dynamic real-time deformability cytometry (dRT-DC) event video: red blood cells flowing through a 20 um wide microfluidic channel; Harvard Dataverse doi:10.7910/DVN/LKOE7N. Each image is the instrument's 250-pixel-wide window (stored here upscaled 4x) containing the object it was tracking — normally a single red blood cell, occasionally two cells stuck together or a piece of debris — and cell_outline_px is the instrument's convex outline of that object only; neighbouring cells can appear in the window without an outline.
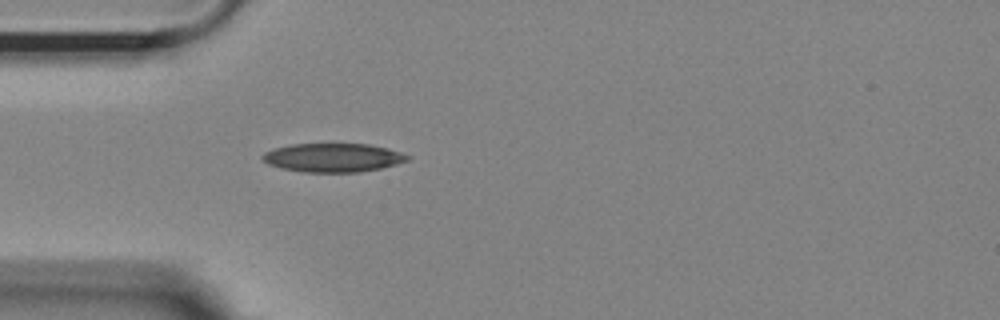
{"species": "Egyptian fruit bat (a non-hibernating species)", "species_latin": "Rousettus aegyptiacus", "temperature_condition": "room temperature", "stored_images_in_passage": 40, "camera_frame_rate_fps": 3000, "um_per_image_px": 0.085, "animal": {"sex": "female"}, "frame": {"image": 1, "passage_image": 1, "time_ms": 0.0, "image_size_px": [1000, 320], "cell_outline_px": [[408, 160], [396, 164], [380, 168], [360, 172], [304, 172], [280, 168], [268, 164], [260, 156], [264, 152], [272, 148], [292, 144], [332, 140], [368, 144], [388, 148], [400, 152], [408, 156]], "centroid_in_image_um": [28.25, 13.34], "position_along_channel_um": 56.8, "area_um2": 25.32}}
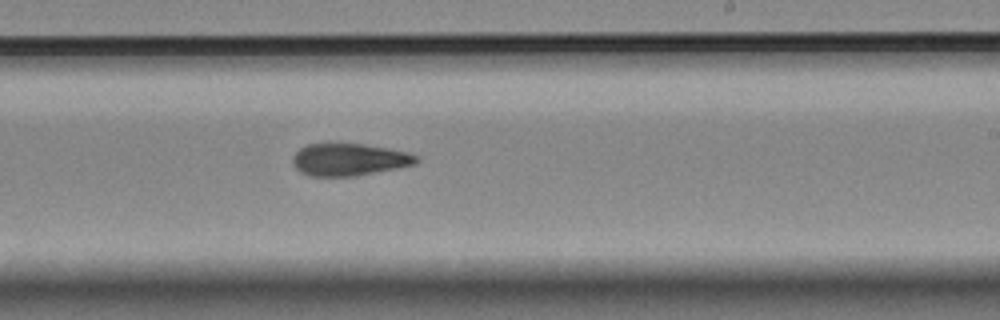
{"frame": {"image": 2, "passage_image": 18, "time_ms": 5.667, "image_size_px": [1000, 320], "cell_outline_px": [[420, 160], [416, 164], [356, 176], [312, 176], [300, 172], [296, 168], [292, 160], [292, 156], [300, 148], [308, 144], [364, 144], [388, 148], [408, 152], [416, 156]], "centroid_in_image_um": [29.68, 13.56], "position_along_channel_um": 259.3, "area_um2": 23.12}}
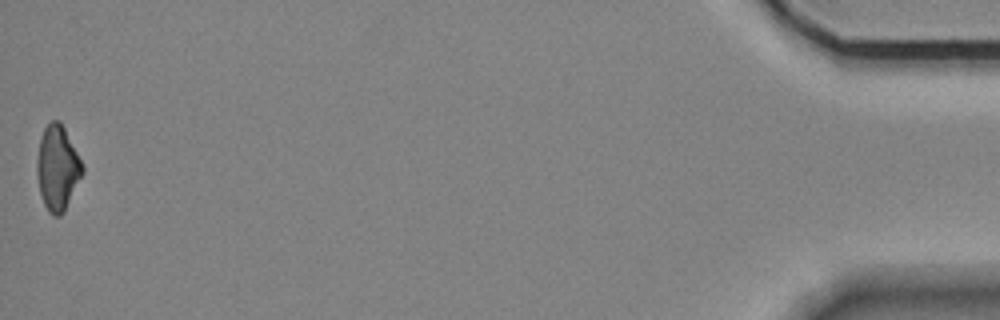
{"frame": {"image": 3, "passage_image": 40, "time_ms": 13.0, "image_size_px": [1000, 320], "cell_outline_px": [[84, 172], [64, 212], [60, 216], [52, 216], [48, 212], [44, 204], [40, 192], [36, 172], [36, 160], [40, 140], [44, 128], [52, 120], [60, 120], [84, 168]], "centroid_in_image_um": [4.87, 14.31], "position_along_channel_um": 430.3, "area_um2": 22.31}, "authors_computed_cell_mechanics": {"area_um2": 23.5535, "velocity_mm_per_s": 3.6287, "shape_relaxation_time_tau1_ms": 7.788, "shape_relaxation_time_tau2_ms": 3.7999, "deformation_change_tau1": 0.1705, "deformation_change_tau2": 0.11}}